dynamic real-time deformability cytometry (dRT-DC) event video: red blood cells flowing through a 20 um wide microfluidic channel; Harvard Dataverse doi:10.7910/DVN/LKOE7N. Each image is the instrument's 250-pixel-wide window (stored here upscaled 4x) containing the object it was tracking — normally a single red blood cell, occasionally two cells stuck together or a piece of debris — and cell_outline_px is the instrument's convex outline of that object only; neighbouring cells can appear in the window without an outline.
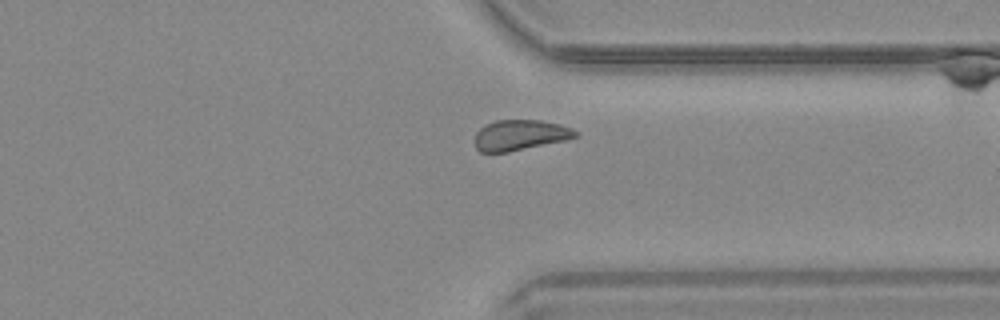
{"species": "common noctule bat (a hibernating species)", "species_latin": "Nyctalus noctula", "temperature_condition": "warm", "stored_images_in_passage": 34, "camera_frame_rate_fps": 3000, "um_per_image_px": 0.085, "animal": {"sex": "male", "body_mass_g": 20.4}, "frame": {"image": 1, "passage_image": 25, "time_ms": 8.0, "image_size_px": [1000, 320], "cell_outline_px": [[576, 136], [564, 140], [508, 152], [480, 152], [476, 148], [476, 132], [484, 124], [496, 120], [540, 120], [560, 124], [572, 128], [576, 132]], "centroid_in_image_um": [44.17, 11.47], "position_along_channel_um": 367.2, "area_um2": 17.69}}